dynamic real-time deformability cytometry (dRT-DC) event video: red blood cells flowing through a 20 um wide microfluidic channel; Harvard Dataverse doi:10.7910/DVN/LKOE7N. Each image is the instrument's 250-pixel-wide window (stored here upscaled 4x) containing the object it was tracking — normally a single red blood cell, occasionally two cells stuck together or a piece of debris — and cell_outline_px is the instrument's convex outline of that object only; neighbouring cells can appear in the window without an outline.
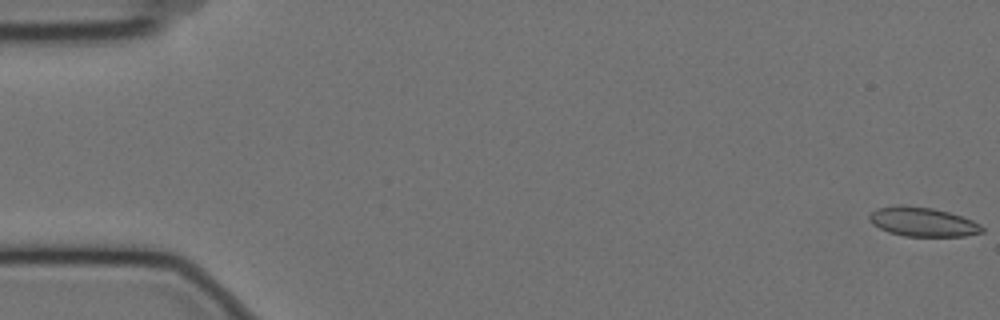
{"species": "Egyptian fruit bat (a non-hibernating species)", "species_latin": "Rousettus aegyptiacus", "temperature_condition": "cold", "stored_images_in_passage": 58, "camera_frame_rate_fps": 3000, "um_per_image_px": 0.085, "animal": {"sex": "female"}, "frame": {"image": 1, "passage_image": 1, "time_ms": 0.0, "image_size_px": [1000, 320], "cell_outline_px": [[984, 232], [964, 236], [904, 236], [888, 232], [872, 224], [868, 216], [876, 208], [900, 204], [932, 208], [948, 212], [972, 220], [980, 224], [984, 228]], "centroid_in_image_um": [78.41, 18.85], "position_along_channel_um": 6.6, "area_um2": 19.19}}
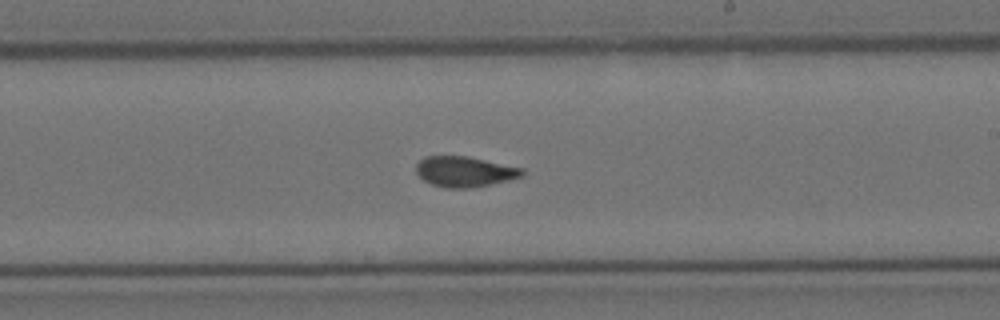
{"frame": {"image": 2, "passage_image": 34, "time_ms": 11.0, "image_size_px": [1000, 320], "cell_outline_px": [[524, 176], [508, 180], [472, 188], [444, 188], [432, 184], [424, 180], [416, 172], [416, 164], [424, 156], [468, 156], [524, 168]], "centroid_in_image_um": [39.5, 14.58], "position_along_channel_um": 249.5, "area_um2": 18.9}}
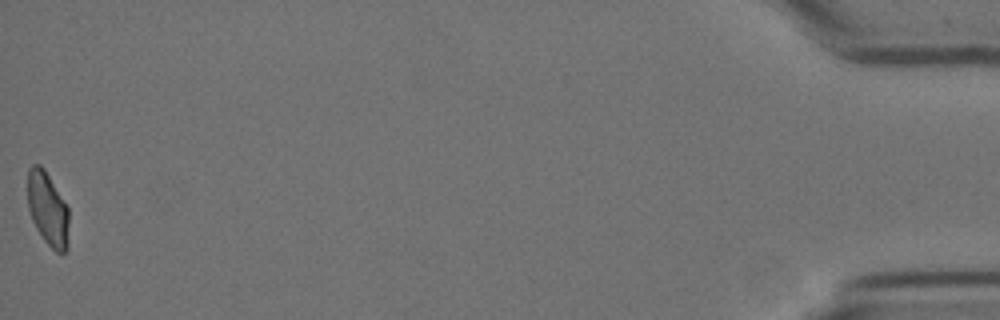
{"frame": {"image": 3, "passage_image": 58, "time_ms": 19.0, "image_size_px": [1000, 320], "cell_outline_px": [[68, 248], [64, 252], [56, 252], [44, 240], [36, 228], [32, 220], [28, 208], [28, 168], [32, 164], [40, 164], [44, 168], [68, 208]], "centroid_in_image_um": [4.05, 17.76], "position_along_channel_um": 431.2, "area_um2": 17.63}, "authors_computed_cell_mechanics": {"area_um2": 19.1607, "velocity_mm_per_s": 3.5088, "shape_relaxation_time_tau1_ms": null, "shape_relaxation_time_tau2_ms": 1.3941, "deformation_change_tau1": null, "deformation_change_tau2": 0.058}}